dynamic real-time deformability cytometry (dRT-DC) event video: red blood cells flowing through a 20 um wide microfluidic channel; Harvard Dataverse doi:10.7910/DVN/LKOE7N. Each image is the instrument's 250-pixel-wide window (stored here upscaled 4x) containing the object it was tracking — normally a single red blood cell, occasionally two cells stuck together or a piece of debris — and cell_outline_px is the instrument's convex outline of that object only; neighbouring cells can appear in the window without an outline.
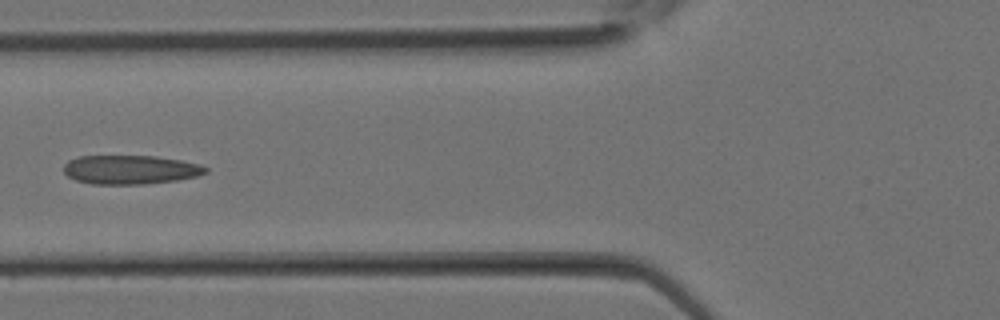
{"species": "Egyptian fruit bat (a non-hibernating species)", "species_latin": "Rousettus aegyptiacus", "temperature_condition": "room temperature", "stored_images_in_passage": 17, "camera_frame_rate_fps": 3000, "um_per_image_px": 0.085, "animal": {"sex": "female"}, "frame": {"image": 1, "passage_image": 12, "time_ms": 3.667, "image_size_px": [1000, 320], "cell_outline_px": [[208, 172], [196, 176], [176, 180], [144, 184], [92, 184], [76, 180], [68, 176], [64, 172], [64, 164], [68, 160], [80, 156], [156, 156], [180, 160], [200, 164], [208, 168]], "centroid_in_image_um": [11.07, 14.42], "position_along_channel_um": 114.7, "area_um2": 23.93}}
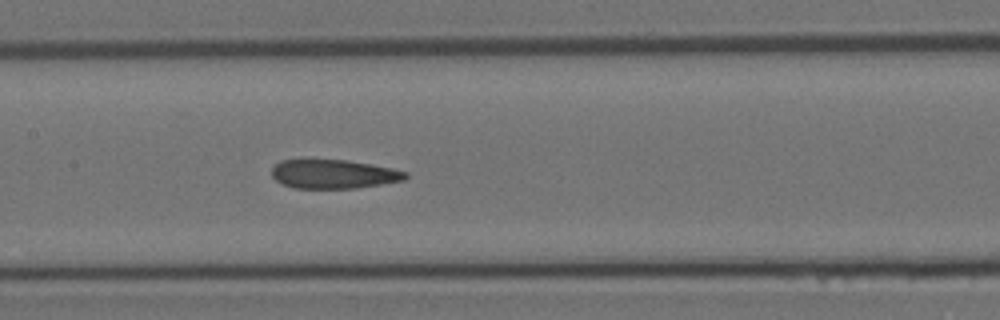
{"frame": {"image": 2, "passage_image": 15, "time_ms": 4.667, "image_size_px": [1000, 320], "cell_outline_px": [[408, 176], [404, 180], [356, 188], [292, 188], [276, 180], [272, 176], [272, 168], [280, 160], [348, 160], [372, 164], [392, 168], [408, 172]], "centroid_in_image_um": [28.37, 14.79], "position_along_channel_um": 179.0, "area_um2": 22.48}}
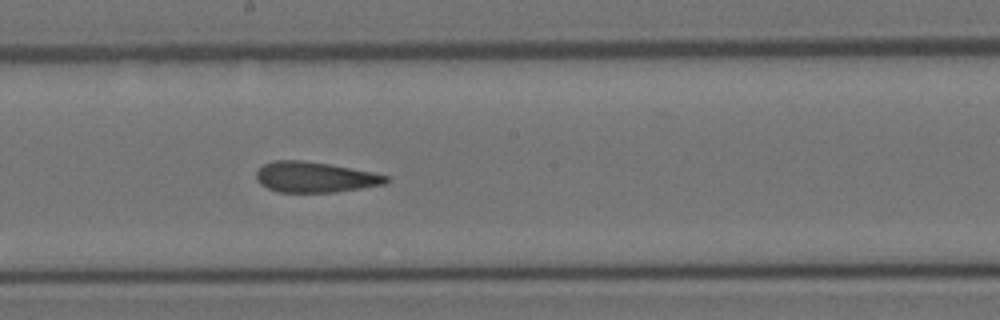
{"frame": {"image": 3, "passage_image": 17, "time_ms": 5.333, "image_size_px": [1000, 320], "cell_outline_px": [[388, 180], [384, 184], [336, 192], [280, 192], [268, 188], [260, 184], [256, 180], [256, 172], [264, 164], [272, 160], [304, 160], [328, 164], [372, 172], [388, 176]], "centroid_in_image_um": [26.73, 15.05], "position_along_channel_um": 221.5, "area_um2": 22.95}}